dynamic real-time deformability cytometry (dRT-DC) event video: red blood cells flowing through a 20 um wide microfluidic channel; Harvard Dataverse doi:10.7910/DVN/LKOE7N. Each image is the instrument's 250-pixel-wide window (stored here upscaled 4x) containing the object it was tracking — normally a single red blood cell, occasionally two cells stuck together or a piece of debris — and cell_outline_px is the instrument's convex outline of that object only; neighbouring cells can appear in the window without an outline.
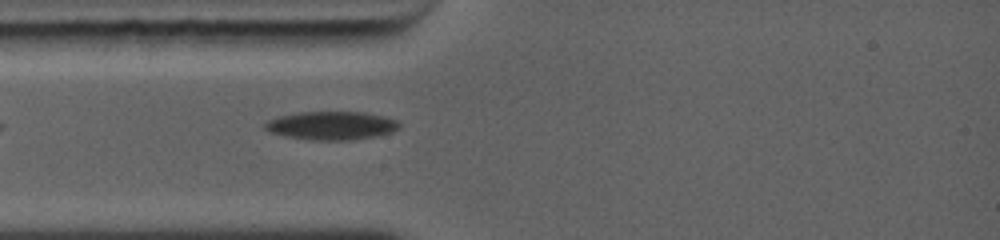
{"species": "common noctule bat (a hibernating species)", "species_latin": "Nyctalus noctula", "temperature_condition": "warm", "stored_images_in_passage": 25, "camera_frame_rate_fps": 5000, "um_per_image_px": 0.085, "animal": {"sex": "female", "body_mass_g": 19.0, "forearm_length_mm": 56.7}, "frame": {"image": 1, "passage_image": 1, "time_ms": 0.0, "image_size_px": [1000, 240], "cell_outline_px": [[400, 128], [392, 132], [376, 136], [348, 140], [312, 140], [288, 136], [272, 132], [264, 128], [264, 124], [268, 120], [280, 116], [300, 112], [364, 112], [384, 116], [396, 120], [400, 124]], "centroid_in_image_um": [28.21, 10.67], "position_along_channel_um": 56.8, "area_um2": 22.02}}
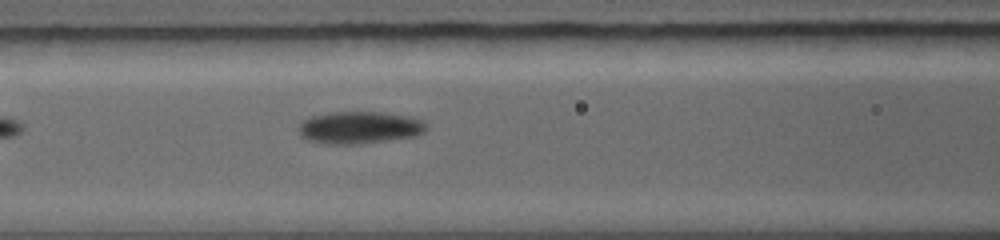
{"frame": {"image": 2, "passage_image": 11, "time_ms": 1.8, "image_size_px": [1000, 240], "cell_outline_px": [[428, 128], [424, 132], [416, 136], [356, 144], [328, 144], [308, 140], [300, 136], [300, 124], [304, 120], [312, 116], [328, 112], [384, 112], [408, 116], [420, 120]], "centroid_in_image_um": [30.55, 10.84], "position_along_channel_um": 136.1, "area_um2": 23.81}}
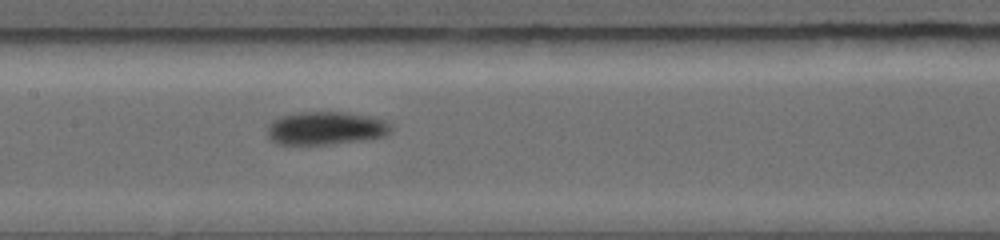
{"frame": {"image": 3, "passage_image": 18, "time_ms": 2.8, "image_size_px": [1000, 240], "cell_outline_px": [[388, 132], [384, 136], [368, 140], [328, 144], [276, 144], [268, 136], [268, 128], [276, 120], [284, 116], [296, 112], [348, 112], [368, 116], [384, 120], [388, 124]], "centroid_in_image_um": [27.7, 10.9], "position_along_channel_um": 179.7, "area_um2": 23.47}}